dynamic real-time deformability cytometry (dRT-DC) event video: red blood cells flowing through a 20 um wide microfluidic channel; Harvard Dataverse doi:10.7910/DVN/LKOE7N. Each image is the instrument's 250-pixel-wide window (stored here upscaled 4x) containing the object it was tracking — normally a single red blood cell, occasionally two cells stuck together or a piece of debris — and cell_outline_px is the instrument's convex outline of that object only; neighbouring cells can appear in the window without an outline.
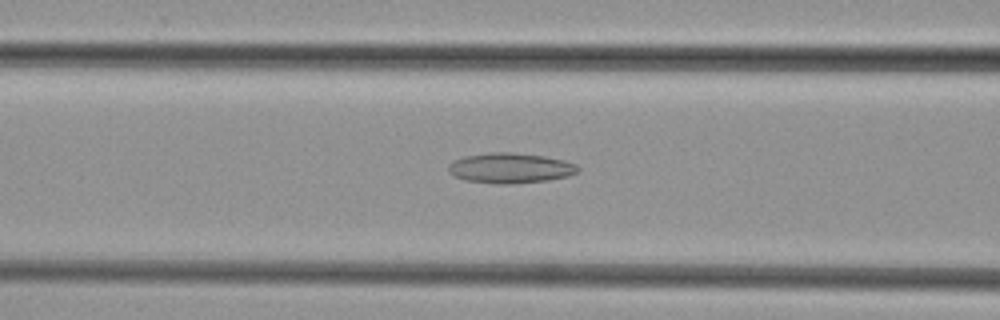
{"species": "common noctule bat (a hibernating species)", "species_latin": "Nyctalus noctula", "temperature_condition": "cold", "stored_images_in_passage": 37, "camera_frame_rate_fps": 3000, "um_per_image_px": 0.085, "animal": {"sex": "female", "body_mass_g": 29.2, "forearm_length_mm": 56.3}, "frame": {"image": 1, "passage_image": 8, "time_ms": 2.333, "image_size_px": [1000, 320], "cell_outline_px": [[580, 168], [576, 172], [568, 176], [548, 180], [508, 184], [496, 184], [464, 180], [448, 172], [448, 164], [464, 156], [492, 152], [512, 152], [544, 156], [564, 160], [576, 164]], "centroid_in_image_um": [43.37, 14.28], "position_along_channel_um": 123.2, "area_um2": 22.77}}
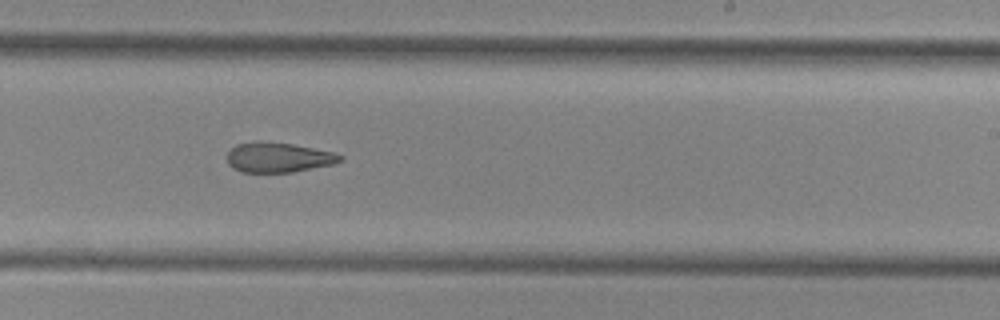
{"frame": {"image": 2, "passage_image": 18, "time_ms": 5.667, "image_size_px": [1000, 320], "cell_outline_px": [[344, 160], [332, 164], [292, 172], [240, 172], [232, 168], [228, 164], [228, 152], [236, 144], [256, 140], [292, 144], [336, 152], [344, 156]], "centroid_in_image_um": [23.66, 13.37], "position_along_channel_um": 265.3, "area_um2": 19.88}}
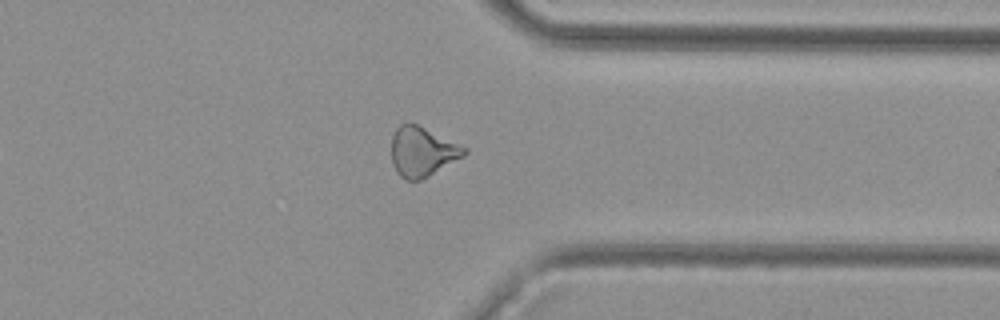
{"frame": {"image": 3, "passage_image": 26, "time_ms": 8.333, "image_size_px": [1000, 320], "cell_outline_px": [[468, 152], [464, 156], [420, 180], [408, 180], [400, 176], [396, 172], [392, 164], [392, 136], [396, 128], [400, 124], [416, 124], [468, 148]], "centroid_in_image_um": [35.88, 12.9], "position_along_channel_um": 375.5, "area_um2": 20.75}}